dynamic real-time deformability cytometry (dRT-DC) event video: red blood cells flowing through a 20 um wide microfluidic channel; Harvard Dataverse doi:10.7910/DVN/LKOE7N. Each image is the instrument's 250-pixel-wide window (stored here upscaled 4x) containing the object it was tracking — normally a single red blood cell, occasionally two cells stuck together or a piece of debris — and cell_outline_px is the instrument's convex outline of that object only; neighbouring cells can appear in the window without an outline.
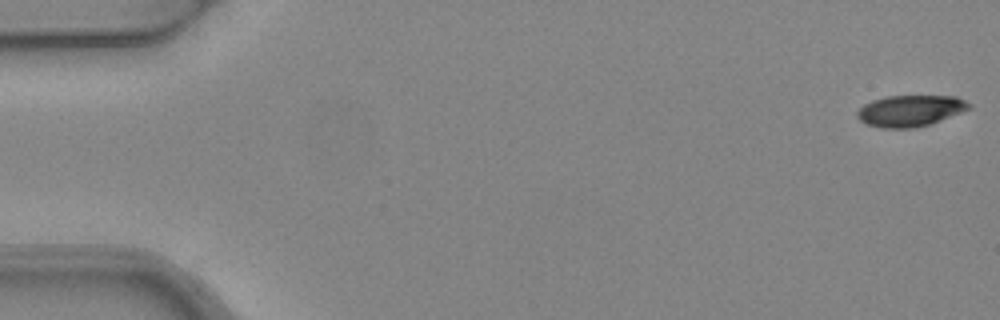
{"species": "common noctule bat (a hibernating species)", "species_latin": "Nyctalus noctula", "temperature_condition": "warm", "stored_images_in_passage": 5, "camera_frame_rate_fps": 3000, "um_per_image_px": 0.085, "animal": {"sex": "female", "body_mass_g": 24.6, "forearm_length_mm": 56.2}, "frame": {"image": 1, "passage_image": 1, "time_ms": 0.0, "image_size_px": [1000, 320], "cell_outline_px": [[972, 108], [940, 120], [928, 124], [912, 128], [880, 128], [864, 124], [856, 116], [856, 112], [864, 104], [872, 100], [888, 96], [956, 96], [972, 104]], "centroid_in_image_um": [77.35, 9.41], "position_along_channel_um": 7.7, "area_um2": 20.4}}
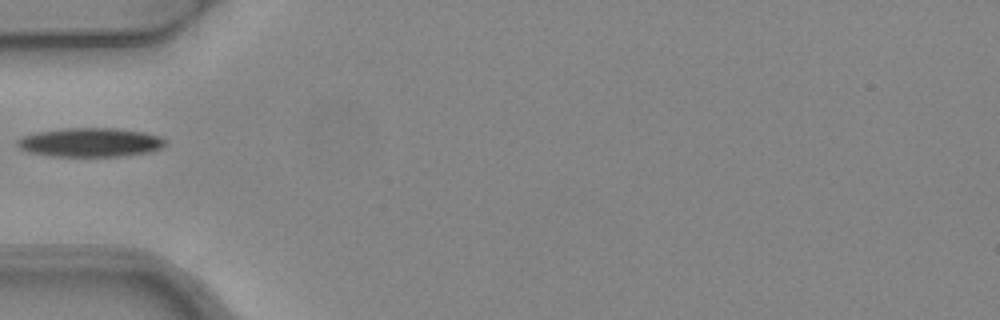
{"frame": {"image": 2, "passage_image": 5, "time_ms": 1.333, "image_size_px": [1000, 320], "cell_outline_px": [[168, 140], [160, 148], [148, 152], [120, 156], [52, 156], [28, 152], [20, 148], [16, 144], [16, 140], [24, 136], [36, 132], [64, 128], [116, 128], [144, 132], [160, 136]], "centroid_in_image_um": [7.67, 12.09], "position_along_channel_um": 77.3, "area_um2": 24.97}}